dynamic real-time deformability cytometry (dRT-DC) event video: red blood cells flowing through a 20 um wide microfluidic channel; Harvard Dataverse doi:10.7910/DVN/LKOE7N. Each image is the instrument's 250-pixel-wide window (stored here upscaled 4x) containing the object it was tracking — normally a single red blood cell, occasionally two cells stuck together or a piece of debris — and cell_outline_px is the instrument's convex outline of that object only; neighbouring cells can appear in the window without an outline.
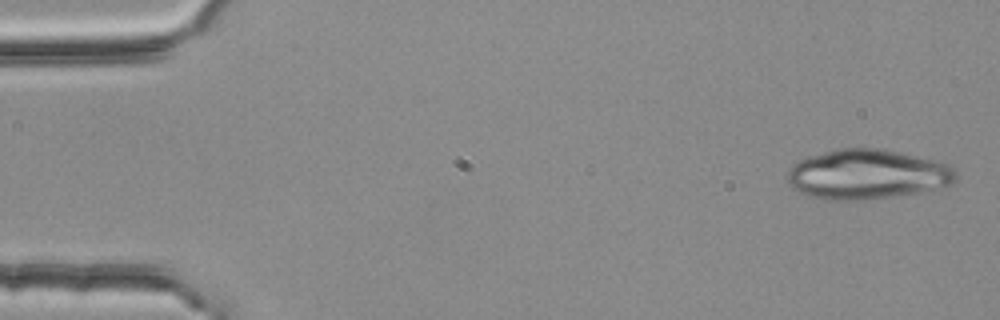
{"species": "common noctule bat (a hibernating species)", "species_latin": "Nyctalus noctula", "temperature_condition": "room temperature", "stored_images_in_passage": 4, "camera_frame_rate_fps": 3000, "um_per_image_px": 0.085, "animal": {"sex": "female", "body_mass_g": 25.1}, "frame": {"image": 1, "passage_image": 1, "time_ms": 0.0, "image_size_px": [1000, 320], "cell_outline_px": [[956, 184], [916, 192], [864, 200], [824, 200], [808, 196], [792, 188], [788, 180], [788, 168], [792, 164], [808, 156], [840, 148], [880, 148], [936, 160], [948, 164], [956, 172]], "centroid_in_image_um": [73.69, 14.82], "position_along_channel_um": 11.3, "area_um2": 48.9}}